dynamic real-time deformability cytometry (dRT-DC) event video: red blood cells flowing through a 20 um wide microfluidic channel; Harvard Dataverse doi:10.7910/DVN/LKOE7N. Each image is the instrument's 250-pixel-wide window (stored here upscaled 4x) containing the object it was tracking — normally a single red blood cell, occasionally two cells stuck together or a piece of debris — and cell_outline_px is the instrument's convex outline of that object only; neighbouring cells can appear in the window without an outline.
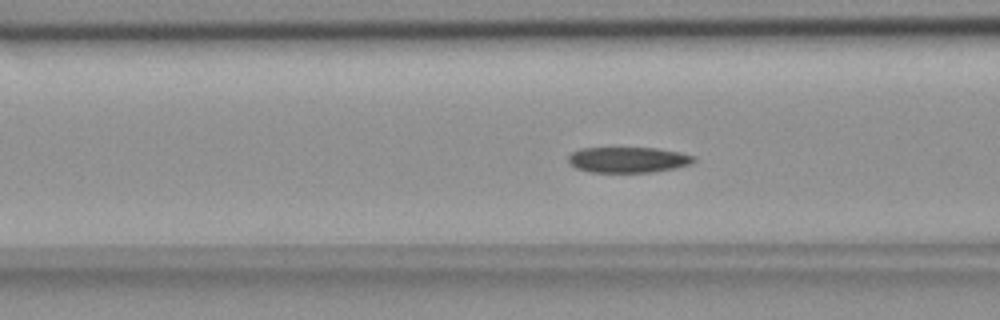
{"species": "common noctule bat (a hibernating species)", "species_latin": "Nyctalus noctula", "temperature_condition": "room temperature", "stored_images_in_passage": 55, "camera_frame_rate_fps": 3000, "um_per_image_px": 0.085, "animal": {"sex": "female", "body_mass_g": 18.4}, "frame": {"image": 1, "passage_image": 21, "time_ms": 6.667, "image_size_px": [1000, 320], "cell_outline_px": [[696, 160], [692, 164], [676, 168], [652, 172], [588, 172], [576, 168], [568, 164], [568, 156], [572, 152], [580, 148], [656, 148], [680, 152], [696, 156]], "centroid_in_image_um": [53.39, 13.58], "position_along_channel_um": 113.2, "area_um2": 19.02}}
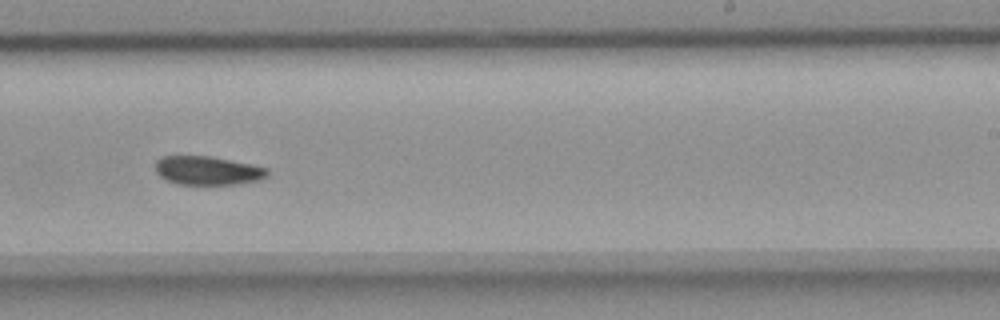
{"frame": {"image": 2, "passage_image": 34, "time_ms": 11.0, "image_size_px": [1000, 320], "cell_outline_px": [[268, 176], [260, 180], [236, 184], [176, 184], [160, 176], [156, 172], [156, 160], [160, 156], [212, 156], [252, 164], [268, 168]], "centroid_in_image_um": [17.67, 14.49], "position_along_channel_um": 271.3, "area_um2": 18.84}}
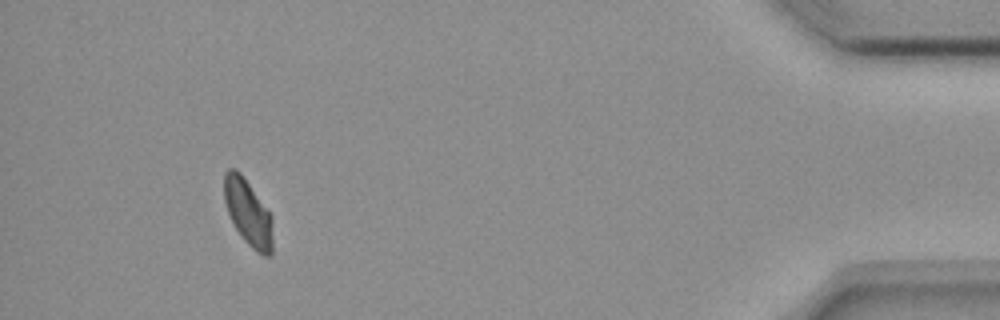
{"frame": {"image": 3, "passage_image": 51, "time_ms": 16.667, "image_size_px": [1000, 320], "cell_outline_px": [[272, 252], [268, 256], [264, 256], [256, 252], [244, 240], [236, 228], [228, 212], [224, 200], [224, 172], [228, 168], [236, 168], [240, 172], [272, 216]], "centroid_in_image_um": [21.08, 18.06], "position_along_channel_um": 414.1, "area_um2": 18.55}, "authors_computed_cell_mechanics": {"area_um2": 19.4786, "velocity_mm_per_s": 3.6574, "shape_relaxation_time_tau1_ms": null, "shape_relaxation_time_tau2_ms": 9.9982, "deformation_change_tau1": null, "deformation_change_tau2": 0.1028}}